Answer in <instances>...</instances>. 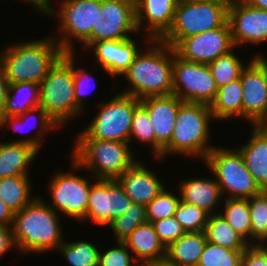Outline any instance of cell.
Returning <instances> with one entry per match:
<instances>
[{"instance_id": "obj_1", "label": "cell", "mask_w": 267, "mask_h": 266, "mask_svg": "<svg viewBox=\"0 0 267 266\" xmlns=\"http://www.w3.org/2000/svg\"><path fill=\"white\" fill-rule=\"evenodd\" d=\"M40 194L22 210L14 213L11 226L13 240L16 250L22 256L55 252L67 240L60 221L63 217Z\"/></svg>"}, {"instance_id": "obj_2", "label": "cell", "mask_w": 267, "mask_h": 266, "mask_svg": "<svg viewBox=\"0 0 267 266\" xmlns=\"http://www.w3.org/2000/svg\"><path fill=\"white\" fill-rule=\"evenodd\" d=\"M174 48L160 40L151 39L134 58L129 69L122 75L127 81L126 89L117 91L142 99L148 96L173 94Z\"/></svg>"}, {"instance_id": "obj_3", "label": "cell", "mask_w": 267, "mask_h": 266, "mask_svg": "<svg viewBox=\"0 0 267 266\" xmlns=\"http://www.w3.org/2000/svg\"><path fill=\"white\" fill-rule=\"evenodd\" d=\"M3 47L0 51V65L8 84L20 82L40 84L50 69L66 53L52 34L32 40L18 39Z\"/></svg>"}, {"instance_id": "obj_4", "label": "cell", "mask_w": 267, "mask_h": 266, "mask_svg": "<svg viewBox=\"0 0 267 266\" xmlns=\"http://www.w3.org/2000/svg\"><path fill=\"white\" fill-rule=\"evenodd\" d=\"M212 121L215 122L210 105L183 101L178 108L172 138L163 149V160L173 154L203 162L216 146L210 137Z\"/></svg>"}, {"instance_id": "obj_5", "label": "cell", "mask_w": 267, "mask_h": 266, "mask_svg": "<svg viewBox=\"0 0 267 266\" xmlns=\"http://www.w3.org/2000/svg\"><path fill=\"white\" fill-rule=\"evenodd\" d=\"M77 132L70 156L95 179H118L139 159L130 143L92 139L83 130Z\"/></svg>"}, {"instance_id": "obj_6", "label": "cell", "mask_w": 267, "mask_h": 266, "mask_svg": "<svg viewBox=\"0 0 267 266\" xmlns=\"http://www.w3.org/2000/svg\"><path fill=\"white\" fill-rule=\"evenodd\" d=\"M39 106L60 128L85 114L75 101L73 53H65L39 84Z\"/></svg>"}, {"instance_id": "obj_7", "label": "cell", "mask_w": 267, "mask_h": 266, "mask_svg": "<svg viewBox=\"0 0 267 266\" xmlns=\"http://www.w3.org/2000/svg\"><path fill=\"white\" fill-rule=\"evenodd\" d=\"M70 157V171H62L59 167L56 171L53 170L54 173L47 180L49 182L46 189L51 204L49 201L45 202L65 219L67 217L80 224L87 215L90 186L96 179L89 172L84 176L78 175L83 168Z\"/></svg>"}, {"instance_id": "obj_8", "label": "cell", "mask_w": 267, "mask_h": 266, "mask_svg": "<svg viewBox=\"0 0 267 266\" xmlns=\"http://www.w3.org/2000/svg\"><path fill=\"white\" fill-rule=\"evenodd\" d=\"M202 163L215 177L223 199H248L262 191L237 148L216 145Z\"/></svg>"}, {"instance_id": "obj_9", "label": "cell", "mask_w": 267, "mask_h": 266, "mask_svg": "<svg viewBox=\"0 0 267 266\" xmlns=\"http://www.w3.org/2000/svg\"><path fill=\"white\" fill-rule=\"evenodd\" d=\"M230 0L179 2L169 30L159 39L175 47L182 39L222 27L228 21Z\"/></svg>"}, {"instance_id": "obj_10", "label": "cell", "mask_w": 267, "mask_h": 266, "mask_svg": "<svg viewBox=\"0 0 267 266\" xmlns=\"http://www.w3.org/2000/svg\"><path fill=\"white\" fill-rule=\"evenodd\" d=\"M57 4L48 17L58 19L57 30H53L52 36L66 53L76 54L74 42L81 45L91 35L101 0H58Z\"/></svg>"}, {"instance_id": "obj_11", "label": "cell", "mask_w": 267, "mask_h": 266, "mask_svg": "<svg viewBox=\"0 0 267 266\" xmlns=\"http://www.w3.org/2000/svg\"><path fill=\"white\" fill-rule=\"evenodd\" d=\"M140 99L116 91L98 103L97 112L82 129L90 138L129 143L132 117Z\"/></svg>"}, {"instance_id": "obj_12", "label": "cell", "mask_w": 267, "mask_h": 266, "mask_svg": "<svg viewBox=\"0 0 267 266\" xmlns=\"http://www.w3.org/2000/svg\"><path fill=\"white\" fill-rule=\"evenodd\" d=\"M138 34L135 0H101V8H97L96 26H93L91 35L81 46L86 51L100 41L124 40L132 36L138 37L141 46L151 40L147 35L141 34L140 37Z\"/></svg>"}, {"instance_id": "obj_13", "label": "cell", "mask_w": 267, "mask_h": 266, "mask_svg": "<svg viewBox=\"0 0 267 266\" xmlns=\"http://www.w3.org/2000/svg\"><path fill=\"white\" fill-rule=\"evenodd\" d=\"M173 95L185 102L210 105L217 94V86L208 64L180 58L174 50Z\"/></svg>"}, {"instance_id": "obj_14", "label": "cell", "mask_w": 267, "mask_h": 266, "mask_svg": "<svg viewBox=\"0 0 267 266\" xmlns=\"http://www.w3.org/2000/svg\"><path fill=\"white\" fill-rule=\"evenodd\" d=\"M131 203L117 179H96L90 186L87 215L81 223L90 220L92 224L105 227L123 215Z\"/></svg>"}, {"instance_id": "obj_15", "label": "cell", "mask_w": 267, "mask_h": 266, "mask_svg": "<svg viewBox=\"0 0 267 266\" xmlns=\"http://www.w3.org/2000/svg\"><path fill=\"white\" fill-rule=\"evenodd\" d=\"M228 23L233 43L237 49H245L246 46L249 47L248 45L259 47L260 44H264L265 46L267 42V11L255 8L245 0H230Z\"/></svg>"}, {"instance_id": "obj_16", "label": "cell", "mask_w": 267, "mask_h": 266, "mask_svg": "<svg viewBox=\"0 0 267 266\" xmlns=\"http://www.w3.org/2000/svg\"><path fill=\"white\" fill-rule=\"evenodd\" d=\"M235 48L227 21L222 27L182 39L174 50L184 60L209 64Z\"/></svg>"}, {"instance_id": "obj_17", "label": "cell", "mask_w": 267, "mask_h": 266, "mask_svg": "<svg viewBox=\"0 0 267 266\" xmlns=\"http://www.w3.org/2000/svg\"><path fill=\"white\" fill-rule=\"evenodd\" d=\"M239 78L243 88V120L256 126L267 115V67L252 55Z\"/></svg>"}, {"instance_id": "obj_18", "label": "cell", "mask_w": 267, "mask_h": 266, "mask_svg": "<svg viewBox=\"0 0 267 266\" xmlns=\"http://www.w3.org/2000/svg\"><path fill=\"white\" fill-rule=\"evenodd\" d=\"M183 101L176 95L148 96L140 99L147 110L156 137V158L163 161V149L170 142L178 108Z\"/></svg>"}, {"instance_id": "obj_19", "label": "cell", "mask_w": 267, "mask_h": 266, "mask_svg": "<svg viewBox=\"0 0 267 266\" xmlns=\"http://www.w3.org/2000/svg\"><path fill=\"white\" fill-rule=\"evenodd\" d=\"M178 0H135L139 34L159 40L171 27Z\"/></svg>"}, {"instance_id": "obj_20", "label": "cell", "mask_w": 267, "mask_h": 266, "mask_svg": "<svg viewBox=\"0 0 267 266\" xmlns=\"http://www.w3.org/2000/svg\"><path fill=\"white\" fill-rule=\"evenodd\" d=\"M157 174L145 161L138 159L117 180L132 202L146 206L167 187Z\"/></svg>"}, {"instance_id": "obj_21", "label": "cell", "mask_w": 267, "mask_h": 266, "mask_svg": "<svg viewBox=\"0 0 267 266\" xmlns=\"http://www.w3.org/2000/svg\"><path fill=\"white\" fill-rule=\"evenodd\" d=\"M34 122H32V121ZM34 123L32 127H35L33 130H35L33 133L34 135H28L27 133L31 130L32 127H30V123ZM29 123V124H28ZM27 124L30 127L27 128ZM7 127V128H6ZM29 131H26L25 128ZM5 129L6 131L9 129H13V134L15 132L18 133H25L28 137L23 138H15L14 140L10 139L11 142H19V143H25L28 145H31L35 147L38 151L42 149L45 141L47 140L45 137L47 134L51 133L52 130L54 132L55 130H60V127L57 123H55L45 112V110L38 106L33 109L28 110L24 114L18 115V116H2L0 118V131L1 129ZM57 128V129H56ZM25 130V131H24ZM48 132V133H47ZM38 133V134H37ZM45 136V137H44Z\"/></svg>"}, {"instance_id": "obj_22", "label": "cell", "mask_w": 267, "mask_h": 266, "mask_svg": "<svg viewBox=\"0 0 267 266\" xmlns=\"http://www.w3.org/2000/svg\"><path fill=\"white\" fill-rule=\"evenodd\" d=\"M193 178H184L178 182V192L180 200L189 204H193L210 215L219 213L223 196L220 191V186L212 175L202 177L197 175ZM201 177V178H200ZM222 198V199H221ZM220 204V205H219ZM220 206V207H219Z\"/></svg>"}, {"instance_id": "obj_23", "label": "cell", "mask_w": 267, "mask_h": 266, "mask_svg": "<svg viewBox=\"0 0 267 266\" xmlns=\"http://www.w3.org/2000/svg\"><path fill=\"white\" fill-rule=\"evenodd\" d=\"M123 242L141 266H149L166 258V248L151 222L138 225Z\"/></svg>"}, {"instance_id": "obj_24", "label": "cell", "mask_w": 267, "mask_h": 266, "mask_svg": "<svg viewBox=\"0 0 267 266\" xmlns=\"http://www.w3.org/2000/svg\"><path fill=\"white\" fill-rule=\"evenodd\" d=\"M248 139L239 147L248 171L262 190H267V135L257 126H251Z\"/></svg>"}, {"instance_id": "obj_25", "label": "cell", "mask_w": 267, "mask_h": 266, "mask_svg": "<svg viewBox=\"0 0 267 266\" xmlns=\"http://www.w3.org/2000/svg\"><path fill=\"white\" fill-rule=\"evenodd\" d=\"M39 152L35 147L25 143L0 142V179L30 175L29 170Z\"/></svg>"}, {"instance_id": "obj_26", "label": "cell", "mask_w": 267, "mask_h": 266, "mask_svg": "<svg viewBox=\"0 0 267 266\" xmlns=\"http://www.w3.org/2000/svg\"><path fill=\"white\" fill-rule=\"evenodd\" d=\"M206 243L205 231L186 232L166 248L165 259L178 266H197Z\"/></svg>"}, {"instance_id": "obj_27", "label": "cell", "mask_w": 267, "mask_h": 266, "mask_svg": "<svg viewBox=\"0 0 267 266\" xmlns=\"http://www.w3.org/2000/svg\"><path fill=\"white\" fill-rule=\"evenodd\" d=\"M242 92L240 78L217 89L216 97L210 104L216 122H229V119L243 121Z\"/></svg>"}, {"instance_id": "obj_28", "label": "cell", "mask_w": 267, "mask_h": 266, "mask_svg": "<svg viewBox=\"0 0 267 266\" xmlns=\"http://www.w3.org/2000/svg\"><path fill=\"white\" fill-rule=\"evenodd\" d=\"M39 106V84L20 82L8 85L2 116H18Z\"/></svg>"}, {"instance_id": "obj_29", "label": "cell", "mask_w": 267, "mask_h": 266, "mask_svg": "<svg viewBox=\"0 0 267 266\" xmlns=\"http://www.w3.org/2000/svg\"><path fill=\"white\" fill-rule=\"evenodd\" d=\"M29 175H17L0 179V199L14 212H19L38 195H32Z\"/></svg>"}, {"instance_id": "obj_30", "label": "cell", "mask_w": 267, "mask_h": 266, "mask_svg": "<svg viewBox=\"0 0 267 266\" xmlns=\"http://www.w3.org/2000/svg\"><path fill=\"white\" fill-rule=\"evenodd\" d=\"M207 241L232 250H245L249 244L230 226L220 213L208 218Z\"/></svg>"}, {"instance_id": "obj_31", "label": "cell", "mask_w": 267, "mask_h": 266, "mask_svg": "<svg viewBox=\"0 0 267 266\" xmlns=\"http://www.w3.org/2000/svg\"><path fill=\"white\" fill-rule=\"evenodd\" d=\"M219 213L251 245V218L248 199H223Z\"/></svg>"}, {"instance_id": "obj_32", "label": "cell", "mask_w": 267, "mask_h": 266, "mask_svg": "<svg viewBox=\"0 0 267 266\" xmlns=\"http://www.w3.org/2000/svg\"><path fill=\"white\" fill-rule=\"evenodd\" d=\"M101 247L94 241L80 239L64 241L56 253H60L68 266H98Z\"/></svg>"}, {"instance_id": "obj_33", "label": "cell", "mask_w": 267, "mask_h": 266, "mask_svg": "<svg viewBox=\"0 0 267 266\" xmlns=\"http://www.w3.org/2000/svg\"><path fill=\"white\" fill-rule=\"evenodd\" d=\"M236 49L208 64L217 88L239 79L242 69L249 62H245Z\"/></svg>"}, {"instance_id": "obj_34", "label": "cell", "mask_w": 267, "mask_h": 266, "mask_svg": "<svg viewBox=\"0 0 267 266\" xmlns=\"http://www.w3.org/2000/svg\"><path fill=\"white\" fill-rule=\"evenodd\" d=\"M251 218V245L267 243V190L248 198Z\"/></svg>"}, {"instance_id": "obj_35", "label": "cell", "mask_w": 267, "mask_h": 266, "mask_svg": "<svg viewBox=\"0 0 267 266\" xmlns=\"http://www.w3.org/2000/svg\"><path fill=\"white\" fill-rule=\"evenodd\" d=\"M136 143L145 144L151 148V154L156 158V137L155 132L147 110L139 104L132 117V126L130 130V146Z\"/></svg>"}, {"instance_id": "obj_36", "label": "cell", "mask_w": 267, "mask_h": 266, "mask_svg": "<svg viewBox=\"0 0 267 266\" xmlns=\"http://www.w3.org/2000/svg\"><path fill=\"white\" fill-rule=\"evenodd\" d=\"M243 253L207 241L197 266H241Z\"/></svg>"}, {"instance_id": "obj_37", "label": "cell", "mask_w": 267, "mask_h": 266, "mask_svg": "<svg viewBox=\"0 0 267 266\" xmlns=\"http://www.w3.org/2000/svg\"><path fill=\"white\" fill-rule=\"evenodd\" d=\"M167 188H165L159 195L153 198L146 205L147 222L152 223L161 219L168 218L175 214L177 207L181 201L180 195L179 192H174V188L172 192L169 191V187Z\"/></svg>"}, {"instance_id": "obj_38", "label": "cell", "mask_w": 267, "mask_h": 266, "mask_svg": "<svg viewBox=\"0 0 267 266\" xmlns=\"http://www.w3.org/2000/svg\"><path fill=\"white\" fill-rule=\"evenodd\" d=\"M209 216L205 210L183 201H180L174 214L185 232L205 231Z\"/></svg>"}, {"instance_id": "obj_39", "label": "cell", "mask_w": 267, "mask_h": 266, "mask_svg": "<svg viewBox=\"0 0 267 266\" xmlns=\"http://www.w3.org/2000/svg\"><path fill=\"white\" fill-rule=\"evenodd\" d=\"M87 51L94 57V65L96 68H102L107 75H111L115 79V60L117 55V40H106L92 44ZM100 66V67H99Z\"/></svg>"}, {"instance_id": "obj_40", "label": "cell", "mask_w": 267, "mask_h": 266, "mask_svg": "<svg viewBox=\"0 0 267 266\" xmlns=\"http://www.w3.org/2000/svg\"><path fill=\"white\" fill-rule=\"evenodd\" d=\"M78 57L79 56H77L76 54H73L74 95H75L76 104L85 112V111H87L86 107L88 108V106L86 105L88 103L86 101H88V100L85 97H86V95L91 94V92H89V91L92 90V86H93L92 84L94 82L96 83L97 80H95L94 77L92 76V73L89 72L90 69L87 70V68L85 66L82 67V65H80L81 67H79L78 65H76V62L78 61L77 60ZM93 79H94V81H93Z\"/></svg>"}, {"instance_id": "obj_41", "label": "cell", "mask_w": 267, "mask_h": 266, "mask_svg": "<svg viewBox=\"0 0 267 266\" xmlns=\"http://www.w3.org/2000/svg\"><path fill=\"white\" fill-rule=\"evenodd\" d=\"M115 244V247L100 250L98 266H141L124 242L116 241Z\"/></svg>"}, {"instance_id": "obj_42", "label": "cell", "mask_w": 267, "mask_h": 266, "mask_svg": "<svg viewBox=\"0 0 267 266\" xmlns=\"http://www.w3.org/2000/svg\"><path fill=\"white\" fill-rule=\"evenodd\" d=\"M134 37L117 40V55L115 60V78L119 79L129 69L136 55L142 49ZM136 41V42H135ZM138 42V43H137ZM140 47V48H139Z\"/></svg>"}, {"instance_id": "obj_43", "label": "cell", "mask_w": 267, "mask_h": 266, "mask_svg": "<svg viewBox=\"0 0 267 266\" xmlns=\"http://www.w3.org/2000/svg\"><path fill=\"white\" fill-rule=\"evenodd\" d=\"M152 225L165 248L186 233L174 215L152 222Z\"/></svg>"}, {"instance_id": "obj_44", "label": "cell", "mask_w": 267, "mask_h": 266, "mask_svg": "<svg viewBox=\"0 0 267 266\" xmlns=\"http://www.w3.org/2000/svg\"><path fill=\"white\" fill-rule=\"evenodd\" d=\"M147 219H130L121 215L110 221L106 227L109 228L115 241H124L140 224L146 223Z\"/></svg>"}, {"instance_id": "obj_45", "label": "cell", "mask_w": 267, "mask_h": 266, "mask_svg": "<svg viewBox=\"0 0 267 266\" xmlns=\"http://www.w3.org/2000/svg\"><path fill=\"white\" fill-rule=\"evenodd\" d=\"M241 266H267V245H249L242 255Z\"/></svg>"}, {"instance_id": "obj_46", "label": "cell", "mask_w": 267, "mask_h": 266, "mask_svg": "<svg viewBox=\"0 0 267 266\" xmlns=\"http://www.w3.org/2000/svg\"><path fill=\"white\" fill-rule=\"evenodd\" d=\"M14 248L16 249V245L13 240L11 226L0 224V259L8 253L9 250H14L17 253V250Z\"/></svg>"}, {"instance_id": "obj_47", "label": "cell", "mask_w": 267, "mask_h": 266, "mask_svg": "<svg viewBox=\"0 0 267 266\" xmlns=\"http://www.w3.org/2000/svg\"><path fill=\"white\" fill-rule=\"evenodd\" d=\"M23 1V0H22ZM29 2L30 8H33V11H36L41 14L42 16L49 17V15L56 9V6L54 5V0H24ZM52 1V3H51Z\"/></svg>"}, {"instance_id": "obj_48", "label": "cell", "mask_w": 267, "mask_h": 266, "mask_svg": "<svg viewBox=\"0 0 267 266\" xmlns=\"http://www.w3.org/2000/svg\"><path fill=\"white\" fill-rule=\"evenodd\" d=\"M124 215L130 219H146V206L132 202Z\"/></svg>"}, {"instance_id": "obj_49", "label": "cell", "mask_w": 267, "mask_h": 266, "mask_svg": "<svg viewBox=\"0 0 267 266\" xmlns=\"http://www.w3.org/2000/svg\"><path fill=\"white\" fill-rule=\"evenodd\" d=\"M14 212L0 199V224L12 226Z\"/></svg>"}, {"instance_id": "obj_50", "label": "cell", "mask_w": 267, "mask_h": 266, "mask_svg": "<svg viewBox=\"0 0 267 266\" xmlns=\"http://www.w3.org/2000/svg\"><path fill=\"white\" fill-rule=\"evenodd\" d=\"M8 81L4 75V71L0 65V118L2 117V112L5 105L6 92L8 90Z\"/></svg>"}, {"instance_id": "obj_51", "label": "cell", "mask_w": 267, "mask_h": 266, "mask_svg": "<svg viewBox=\"0 0 267 266\" xmlns=\"http://www.w3.org/2000/svg\"><path fill=\"white\" fill-rule=\"evenodd\" d=\"M249 5L267 11V0H245Z\"/></svg>"}, {"instance_id": "obj_52", "label": "cell", "mask_w": 267, "mask_h": 266, "mask_svg": "<svg viewBox=\"0 0 267 266\" xmlns=\"http://www.w3.org/2000/svg\"><path fill=\"white\" fill-rule=\"evenodd\" d=\"M256 126L267 135V115Z\"/></svg>"}, {"instance_id": "obj_53", "label": "cell", "mask_w": 267, "mask_h": 266, "mask_svg": "<svg viewBox=\"0 0 267 266\" xmlns=\"http://www.w3.org/2000/svg\"><path fill=\"white\" fill-rule=\"evenodd\" d=\"M265 53H262V50H260L259 52H255V54L253 55L254 57H258L261 62L267 67V57H265L264 55Z\"/></svg>"}, {"instance_id": "obj_54", "label": "cell", "mask_w": 267, "mask_h": 266, "mask_svg": "<svg viewBox=\"0 0 267 266\" xmlns=\"http://www.w3.org/2000/svg\"><path fill=\"white\" fill-rule=\"evenodd\" d=\"M149 266H178V265L171 264L166 259H164Z\"/></svg>"}, {"instance_id": "obj_55", "label": "cell", "mask_w": 267, "mask_h": 266, "mask_svg": "<svg viewBox=\"0 0 267 266\" xmlns=\"http://www.w3.org/2000/svg\"><path fill=\"white\" fill-rule=\"evenodd\" d=\"M178 1L183 3H199V2H207L210 0H178Z\"/></svg>"}]
</instances>
